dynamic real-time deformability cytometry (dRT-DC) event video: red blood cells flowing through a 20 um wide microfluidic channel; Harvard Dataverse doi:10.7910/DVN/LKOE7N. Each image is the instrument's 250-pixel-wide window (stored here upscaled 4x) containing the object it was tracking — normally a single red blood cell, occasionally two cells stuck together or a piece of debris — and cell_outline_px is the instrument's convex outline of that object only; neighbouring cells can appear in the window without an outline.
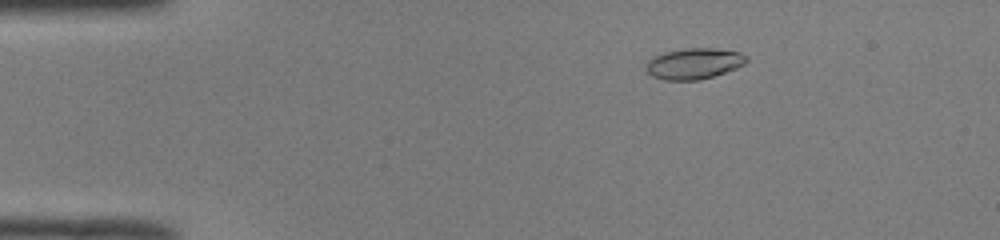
{"species": "common noctule bat (a hibernating species)", "species_latin": "Nyctalus noctula", "temperature_condition": "room temperature", "stored_images_in_passage": 46, "camera_frame_rate_fps": 3000, "um_per_image_px": 0.085, "animal": {"sex": "male", "body_mass_g": 19.0, "forearm_length_mm": 50.8}, "frame": {"image": 1, "passage_image": 4, "time_ms": 1.0, "image_size_px": [1000, 240], "cell_outline_px": [[748, 60], [744, 64], [736, 68], [700, 80], [664, 80], [652, 76], [644, 68], [644, 64], [652, 56], [664, 52], [688, 48], [716, 48], [740, 52], [748, 56]], "centroid_in_image_um": [58.96, 5.4], "position_along_channel_um": 26.0, "area_um2": 18.26}}
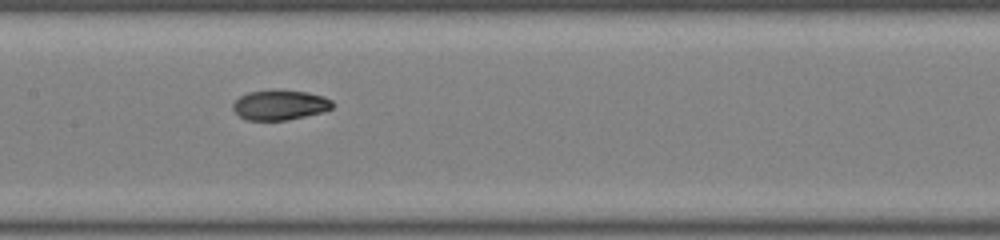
{"frame": {"image": 2, "passage_image": 21, "time_ms": 6.667, "image_size_px": [1000, 240], "cell_outline_px": [[332, 108], [324, 112], [288, 120], [248, 120], [240, 116], [232, 108], [232, 104], [240, 96], [248, 92], [272, 88], [280, 88], [308, 92], [324, 96], [332, 100]], "centroid_in_image_um": [23.8, 8.89], "position_along_channel_um": 183.6, "area_um2": 17.86}}
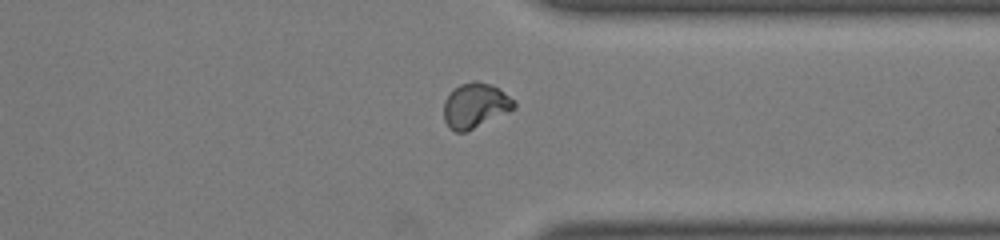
{"frame": {"image": 3, "passage_image": 35, "time_ms": 11.333, "image_size_px": [1000, 240], "cell_outline_px": [[516, 108], [508, 112], [464, 132], [456, 132], [448, 128], [444, 120], [444, 100], [452, 88], [460, 84], [472, 80], [476, 80], [492, 84], [500, 88], [516, 100]], "centroid_in_image_um": [40.4, 8.93], "position_along_channel_um": 371.0, "area_um2": 18.73}, "authors_computed_cell_mechanics": {"area_um2": 17.7735, "velocity_mm_per_s": 4.0378, "shape_relaxation_time_tau1_ms": 3.9153, "shape_relaxation_time_tau2_ms": 1.0167, "deformation_change_tau1": 0.1689, "deformation_change_tau2": 0.0411}}